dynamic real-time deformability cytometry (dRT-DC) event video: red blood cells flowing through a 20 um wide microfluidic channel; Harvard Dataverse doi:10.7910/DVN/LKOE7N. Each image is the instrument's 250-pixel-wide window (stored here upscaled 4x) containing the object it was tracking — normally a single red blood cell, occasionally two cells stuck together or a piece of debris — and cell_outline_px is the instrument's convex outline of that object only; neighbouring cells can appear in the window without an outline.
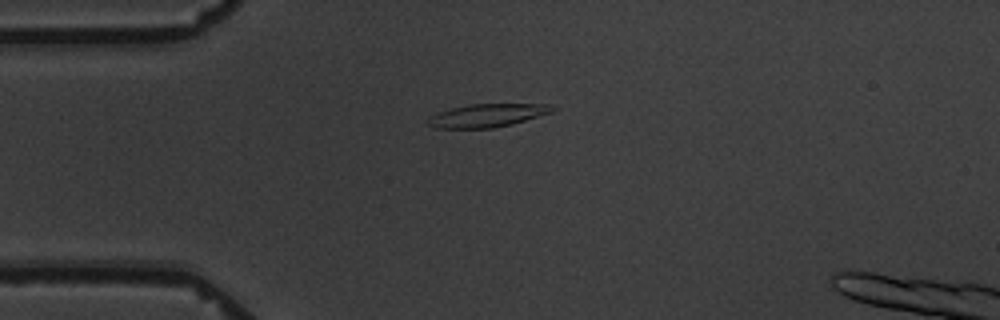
{"species": "common noctule bat (a hibernating species)", "species_latin": "Nyctalus noctula", "temperature_condition": "warm", "stored_images_in_passage": 8, "camera_frame_rate_fps": 3000, "um_per_image_px": 0.085, "animal": {"sex": "male", "body_mass_g": 19.5, "forearm_length_mm": 54.6}, "frame": {"image": 1, "passage_image": 2, "time_ms": 1.0, "image_size_px": [1000, 320], "cell_outline_px": [[556, 108], [552, 112], [512, 124], [492, 128], [436, 128], [428, 124], [428, 116], [452, 108], [468, 104], [552, 104]], "centroid_in_image_um": [41.43, 9.81], "position_along_channel_um": 43.6, "area_um2": 16.7}}
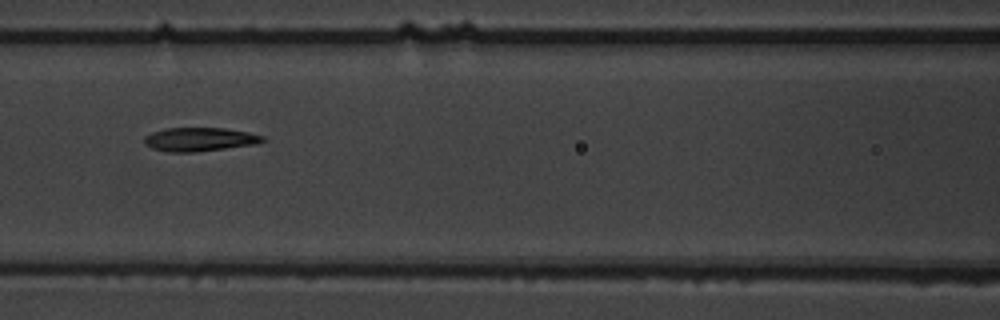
{"frame": {"image": 2, "passage_image": 5, "time_ms": 4.667, "image_size_px": [1000, 320], "cell_outline_px": [[268, 140], [256, 144], [196, 152], [168, 152], [152, 148], [144, 144], [144, 136], [152, 132], [164, 128], [224, 128], [248, 132], [264, 136]], "centroid_in_image_um": [16.97, 11.84], "position_along_channel_um": 149.6, "area_um2": 16.47}}
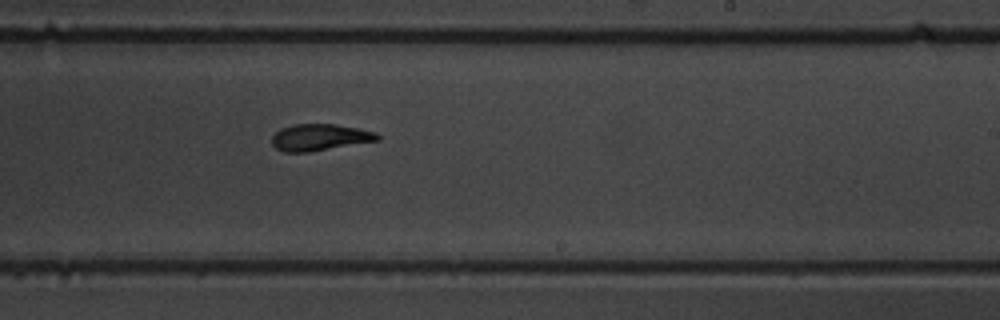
{"frame": {"image": 3, "passage_image": 8, "time_ms": 8.0, "image_size_px": [1000, 320], "cell_outline_px": [[380, 140], [308, 152], [284, 152], [276, 148], [272, 144], [272, 136], [280, 128], [292, 124], [336, 124], [376, 132], [380, 136]], "centroid_in_image_um": [27.16, 11.67], "position_along_channel_um": 261.8, "area_um2": 16.36}}